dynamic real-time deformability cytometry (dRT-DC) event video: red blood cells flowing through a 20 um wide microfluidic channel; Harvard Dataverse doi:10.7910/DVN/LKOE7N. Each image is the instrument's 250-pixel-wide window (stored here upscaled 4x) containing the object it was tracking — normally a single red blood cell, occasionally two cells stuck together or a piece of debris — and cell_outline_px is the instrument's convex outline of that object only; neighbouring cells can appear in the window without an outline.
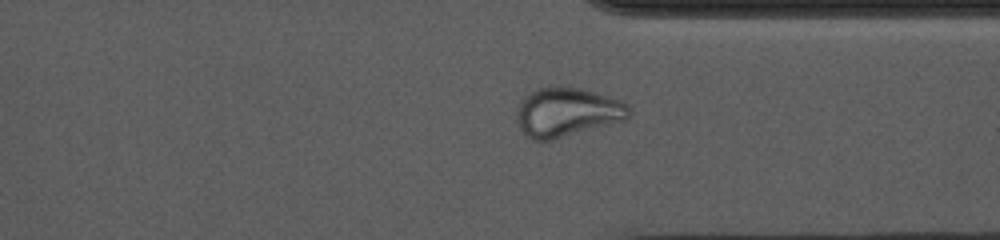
{"species": "common noctule bat (a hibernating species)", "species_latin": "Nyctalus noctula", "temperature_condition": "cold", "stored_images_in_passage": 51, "camera_frame_rate_fps": 3000, "um_per_image_px": 0.085, "animal": {"sex": "female", "body_mass_g": 10.0, "forearm_length_mm": 53.1}, "frame": {"image": 1, "passage_image": 37, "time_ms": 12.0, "image_size_px": [1000, 240], "cell_outline_px": [[632, 112], [628, 120], [552, 140], [532, 140], [520, 128], [516, 120], [516, 112], [520, 100], [524, 96], [540, 88], [580, 88], [596, 92], [620, 100], [628, 104]], "centroid_in_image_um": [48.24, 9.56], "position_along_channel_um": 363.2, "area_um2": 32.14}}
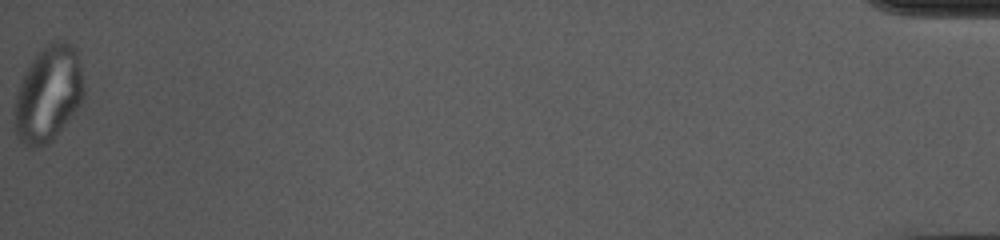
{"frame": {"image": 2, "passage_image": 51, "time_ms": 16.667, "image_size_px": [1000, 240], "cell_outline_px": [[84, 96], [80, 104], [52, 140], [48, 144], [36, 148], [32, 148], [24, 144], [16, 136], [16, 96], [20, 84], [32, 60], [52, 40], [64, 40], [72, 44], [76, 48], [84, 88]], "centroid_in_image_um": [4.13, 7.98], "position_along_channel_um": 431.1, "area_um2": 37.92}, "authors_computed_cell_mechanics": {"area_um2": 29.8826, "velocity_mm_per_s": 3.6671, "shape_relaxation_time_tau1_ms": null, "shape_relaxation_time_tau2_ms": 1.7199, "deformation_change_tau1": null, "deformation_change_tau2": 0.0792}}